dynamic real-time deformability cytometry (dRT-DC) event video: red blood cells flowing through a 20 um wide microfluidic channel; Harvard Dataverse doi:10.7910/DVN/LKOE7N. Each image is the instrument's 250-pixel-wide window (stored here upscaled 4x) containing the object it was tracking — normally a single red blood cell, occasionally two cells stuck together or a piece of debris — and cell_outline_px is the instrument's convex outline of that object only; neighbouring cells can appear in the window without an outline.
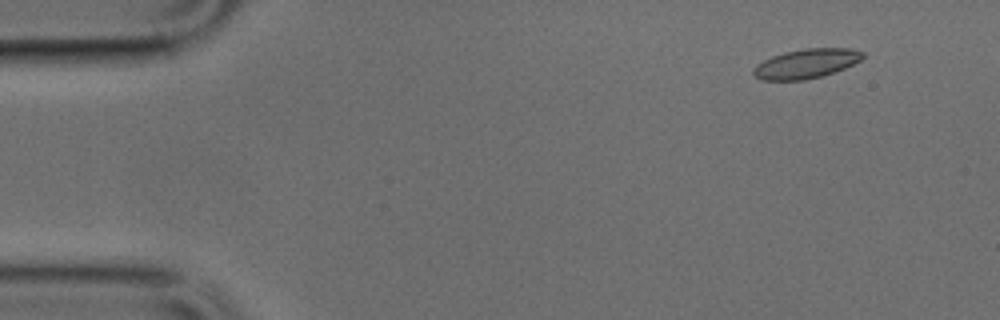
{"species": "common noctule bat (a hibernating species)", "species_latin": "Nyctalus noctula", "temperature_condition": "cold", "stored_images_in_passage": 28, "camera_frame_rate_fps": 3000, "um_per_image_px": 0.085, "animal": {"sex": "male", "body_mass_g": 17.9, "forearm_length_mm": 54.2}, "frame": {"image": 1, "passage_image": 5, "time_ms": 1.333, "image_size_px": [1000, 320], "cell_outline_px": [[864, 56], [860, 60], [844, 68], [820, 76], [804, 80], [760, 80], [752, 72], [752, 68], [756, 64], [772, 56], [804, 48], [848, 48], [864, 52]], "centroid_in_image_um": [68.5, 5.41], "position_along_channel_um": 16.5, "area_um2": 18.5}}
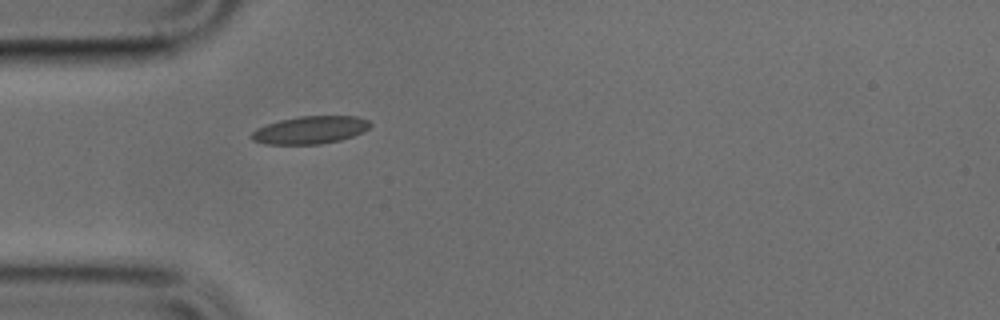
{"frame": {"image": 2, "passage_image": 15, "time_ms": 4.667, "image_size_px": [1000, 320], "cell_outline_px": [[372, 124], [364, 132], [340, 140], [320, 144], [264, 144], [252, 140], [248, 136], [256, 128], [280, 120], [300, 116], [356, 116], [368, 120]], "centroid_in_image_um": [26.35, 11.05], "position_along_channel_um": 58.7, "area_um2": 19.19}}
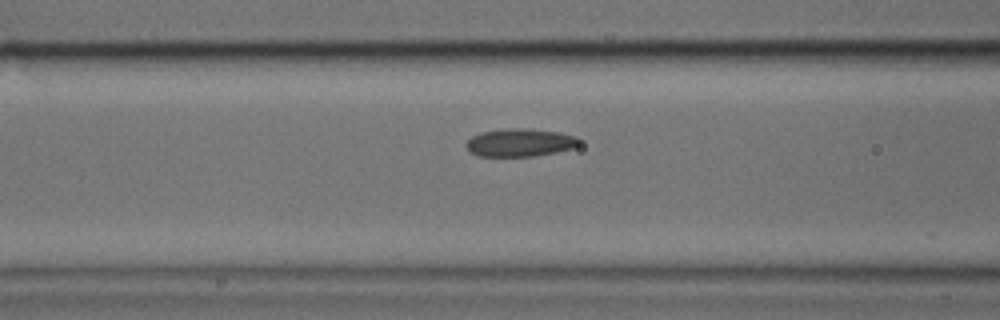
{"frame": {"image": 3, "passage_image": 20, "time_ms": 6.333, "image_size_px": [1000, 320], "cell_outline_px": [[580, 144], [572, 148], [556, 152], [536, 156], [476, 156], [468, 152], [464, 144], [472, 136], [480, 132], [508, 128], [528, 128], [556, 132], [576, 136], [580, 140]], "centroid_in_image_um": [44.15, 12.12], "position_along_channel_um": 122.5, "area_um2": 18.55}}